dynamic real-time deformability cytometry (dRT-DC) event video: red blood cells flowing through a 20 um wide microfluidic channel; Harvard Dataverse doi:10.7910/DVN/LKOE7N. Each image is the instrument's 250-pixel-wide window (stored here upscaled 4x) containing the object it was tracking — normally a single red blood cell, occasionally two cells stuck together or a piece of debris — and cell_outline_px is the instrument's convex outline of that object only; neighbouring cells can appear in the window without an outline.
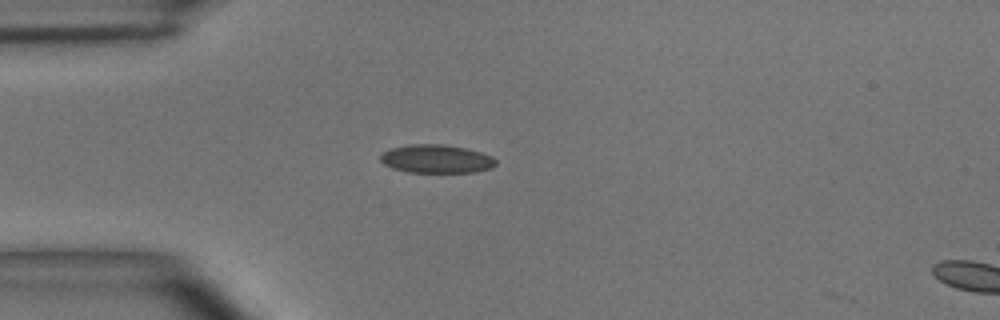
{"species": "common noctule bat (a hibernating species)", "species_latin": "Nyctalus noctula", "temperature_condition": "room temperature", "stored_images_in_passage": 2, "camera_frame_rate_fps": 3000, "um_per_image_px": 0.085, "animal": {"sex": "male", "body_mass_g": 15.6}, "frame": {"image": 1, "passage_image": 1, "time_ms": 0.0, "image_size_px": [1000, 320], "cell_outline_px": [[496, 164], [492, 168], [472, 172], [408, 172], [392, 168], [384, 164], [380, 160], [380, 156], [384, 152], [392, 148], [408, 144], [440, 144], [464, 148], [480, 152], [492, 156], [496, 160]], "centroid_in_image_um": [37.09, 13.51], "position_along_channel_um": 47.9, "area_um2": 18.96}}